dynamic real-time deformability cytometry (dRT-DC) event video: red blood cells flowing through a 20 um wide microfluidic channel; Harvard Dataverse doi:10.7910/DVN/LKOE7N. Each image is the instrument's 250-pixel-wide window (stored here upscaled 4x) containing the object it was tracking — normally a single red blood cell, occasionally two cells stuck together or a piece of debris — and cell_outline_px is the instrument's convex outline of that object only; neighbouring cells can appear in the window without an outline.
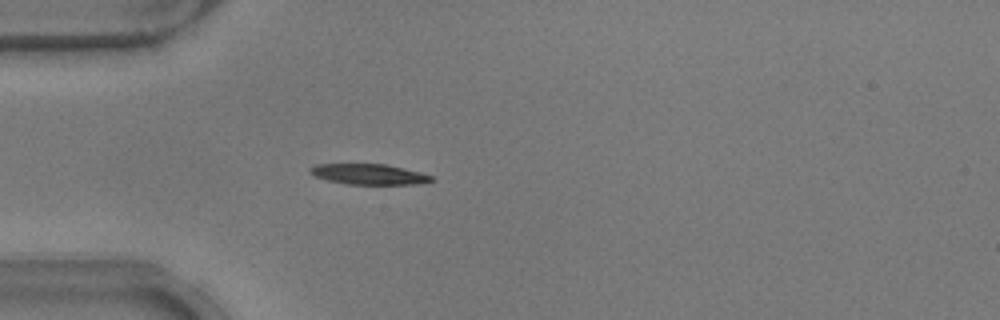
{"species": "common noctule bat (a hibernating species)", "species_latin": "Nyctalus noctula", "temperature_condition": "warm", "stored_images_in_passage": 37, "camera_frame_rate_fps": 3000, "um_per_image_px": 0.085, "animal": {"sex": "male", "body_mass_g": 17.9}, "frame": {"image": 1, "passage_image": 1, "time_ms": 0.0, "image_size_px": [1000, 320], "cell_outline_px": [[432, 180], [420, 184], [348, 184], [328, 180], [316, 176], [308, 172], [308, 168], [316, 164], [384, 164], [420, 172], [432, 176]], "centroid_in_image_um": [31.32, 14.8], "position_along_channel_um": 53.7, "area_um2": 14.33}}
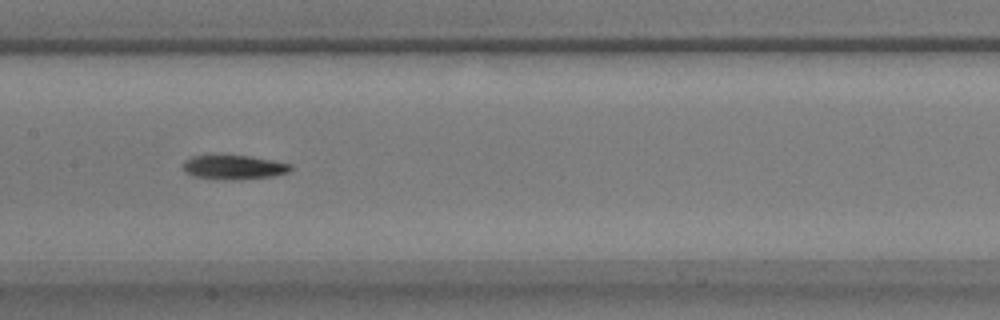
{"frame": {"image": 2, "passage_image": 12, "time_ms": 3.667, "image_size_px": [1000, 320], "cell_outline_px": [[292, 168], [288, 172], [272, 176], [236, 180], [232, 180], [192, 176], [184, 172], [184, 160], [192, 156], [216, 152], [220, 152], [252, 156], [292, 164]], "centroid_in_image_um": [19.82, 14.16], "position_along_channel_um": 187.6, "area_um2": 15.95}}
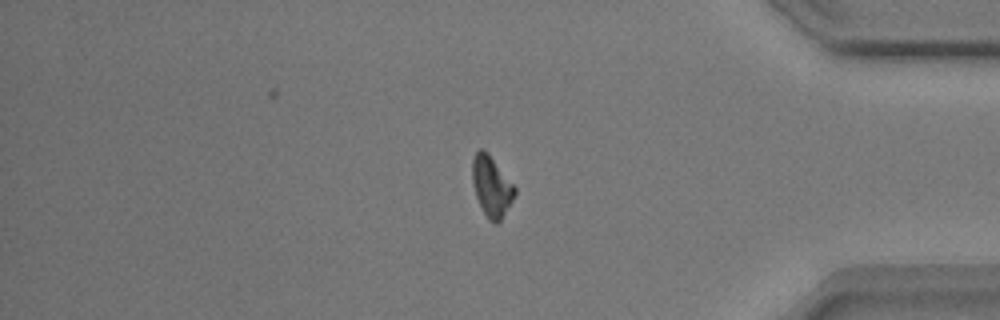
{"frame": {"image": 3, "passage_image": 30, "time_ms": 9.667, "image_size_px": [1000, 320], "cell_outline_px": [[516, 192], [512, 200], [500, 220], [496, 224], [492, 224], [488, 220], [476, 196], [472, 184], [472, 160], [476, 152], [480, 148], [484, 148], [488, 152], [516, 188]], "centroid_in_image_um": [41.76, 15.82], "position_along_channel_um": 393.4, "area_um2": 14.85}}